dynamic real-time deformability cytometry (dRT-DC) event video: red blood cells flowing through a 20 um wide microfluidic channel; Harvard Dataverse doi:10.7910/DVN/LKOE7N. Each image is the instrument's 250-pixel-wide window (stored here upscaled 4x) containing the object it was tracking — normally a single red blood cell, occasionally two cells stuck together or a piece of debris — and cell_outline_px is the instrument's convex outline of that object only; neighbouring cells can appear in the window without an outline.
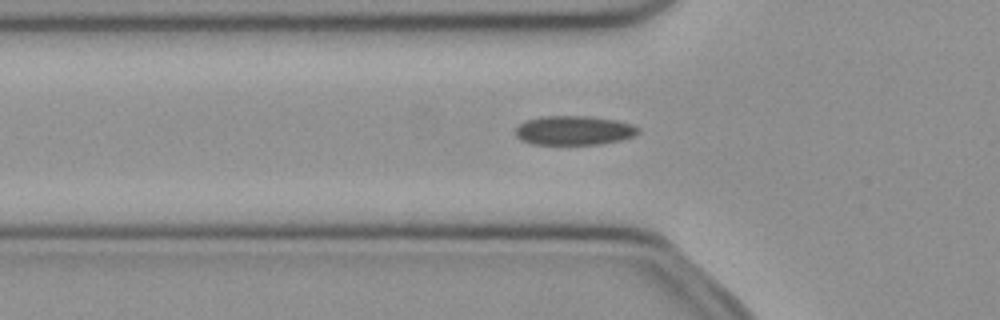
{"species": "common noctule bat (a hibernating species)", "species_latin": "Nyctalus noctula", "temperature_condition": "cold", "stored_images_in_passage": 50, "camera_frame_rate_fps": 3000, "um_per_image_px": 0.085, "animal": {"sex": "female", "body_mass_g": 21.9}, "frame": {"image": 1, "passage_image": 16, "time_ms": 5.0, "image_size_px": [1000, 320], "cell_outline_px": [[640, 132], [632, 136], [620, 140], [600, 144], [532, 144], [520, 140], [516, 136], [516, 128], [520, 124], [528, 120], [544, 116], [588, 116], [616, 120], [632, 124], [640, 128]], "centroid_in_image_um": [48.8, 11.08], "position_along_channel_um": 77.0, "area_um2": 20.81}}
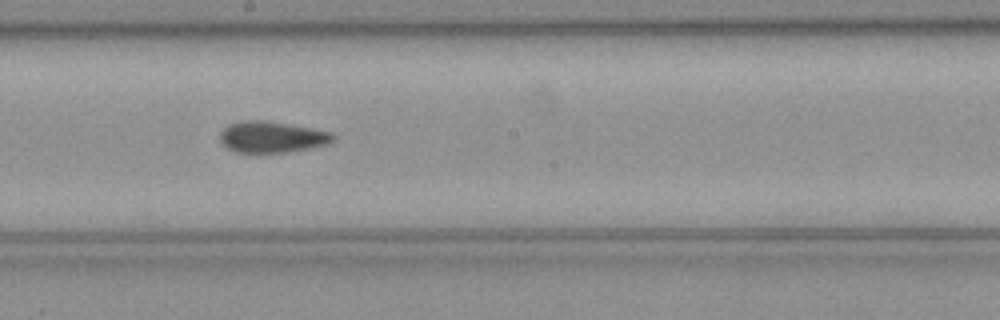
{"frame": {"image": 2, "passage_image": 27, "time_ms": 8.667, "image_size_px": [1000, 320], "cell_outline_px": [[336, 136], [328, 144], [308, 148], [284, 152], [236, 152], [228, 148], [220, 140], [220, 132], [228, 124], [244, 120], [264, 120], [332, 132]], "centroid_in_image_um": [23.09, 11.63], "position_along_channel_um": 225.1, "area_um2": 20.29}}
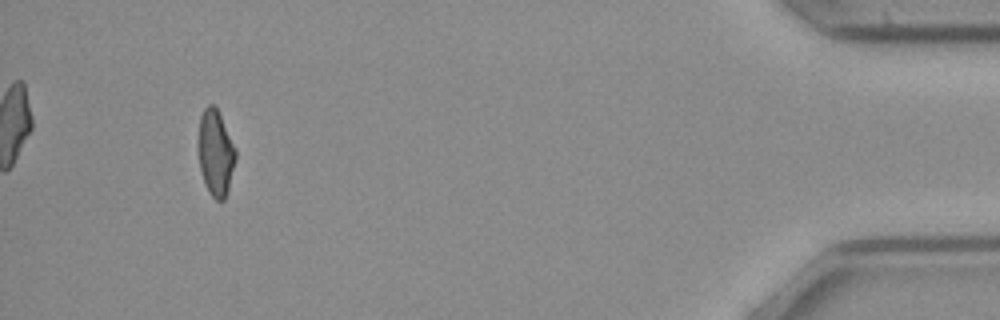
{"frame": {"image": 3, "passage_image": 47, "time_ms": 15.333, "image_size_px": [1000, 320], "cell_outline_px": [[236, 160], [228, 188], [224, 200], [216, 200], [212, 196], [204, 184], [200, 172], [200, 116], [204, 108], [208, 104], [212, 104], [216, 108], [236, 148]], "centroid_in_image_um": [18.35, 13.02], "position_along_channel_um": 416.9, "area_um2": 18.21}, "authors_computed_cell_mechanics": {"area_um2": 20.2878, "velocity_mm_per_s": 4.0002, "shape_relaxation_time_tau1_ms": null, "shape_relaxation_time_tau2_ms": 2.3067, "deformation_change_tau1": null, "deformation_change_tau2": 0.0751}}